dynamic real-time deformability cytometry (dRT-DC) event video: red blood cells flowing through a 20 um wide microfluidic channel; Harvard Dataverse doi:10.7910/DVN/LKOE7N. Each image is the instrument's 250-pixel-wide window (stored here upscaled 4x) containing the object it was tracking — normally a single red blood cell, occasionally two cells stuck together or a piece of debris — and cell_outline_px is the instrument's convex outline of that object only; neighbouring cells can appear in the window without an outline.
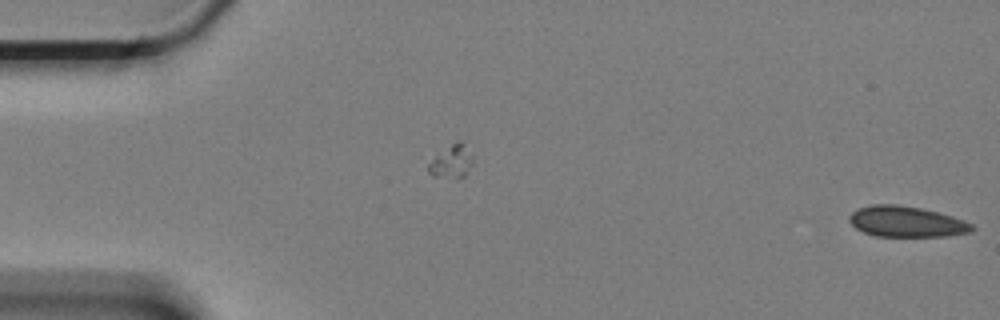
{"species": "Egyptian fruit bat (a non-hibernating species)", "species_latin": "Rousettus aegyptiacus", "temperature_condition": "cold", "stored_images_in_passage": 13, "segment_of_instrument_passage": [2, 2], "camera_frame_rate_fps": 3000, "um_per_image_px": 0.085, "animal": {"sex": "female"}, "frame": {"image": 1, "passage_image": 13, "time_ms": 4.0, "image_size_px": [1000, 320], "cell_outline_px": [[976, 228], [968, 232], [944, 236], [876, 236], [864, 232], [856, 228], [848, 220], [848, 216], [852, 212], [860, 208], [872, 204], [896, 204], [920, 208], [952, 216], [964, 220], [972, 224]], "centroid_in_image_um": [77.02, 18.84], "position_along_channel_um": 8.0, "area_um2": 21.79}}